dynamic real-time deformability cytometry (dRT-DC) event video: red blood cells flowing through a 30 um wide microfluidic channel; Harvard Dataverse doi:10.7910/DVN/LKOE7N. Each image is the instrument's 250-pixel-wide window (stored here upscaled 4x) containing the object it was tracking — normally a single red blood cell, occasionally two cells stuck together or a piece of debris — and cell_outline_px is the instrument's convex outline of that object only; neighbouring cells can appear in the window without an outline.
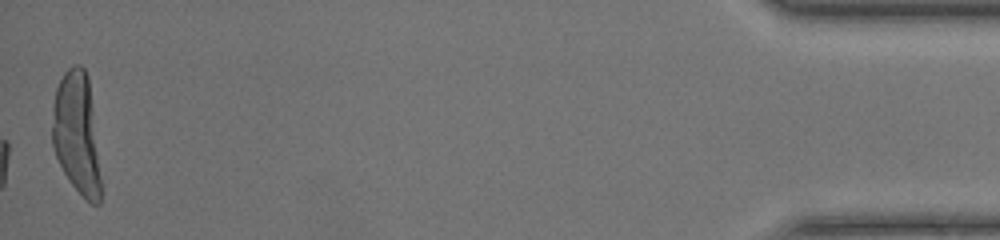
{"species": "common noctule bat (a hibernating species)", "species_latin": "Nyctalus noctula", "temperature_condition": "warm", "stored_images_in_passage": 40, "camera_frame_rate_fps": 3000, "um_per_image_px": 0.085, "animal": {"sex": "female", "body_mass_g": 17.0, "forearm_length_mm": 48.0}, "frame": {"image": 1, "passage_image": 40, "time_ms": 13.0, "image_size_px": [1000, 240], "cell_outline_px": [[100, 204], [92, 204], [72, 184], [64, 172], [56, 156], [52, 144], [52, 104], [56, 88], [64, 72], [72, 64], [80, 64], [84, 68], [88, 80], [100, 176]], "centroid_in_image_um": [6.48, 11.3], "position_along_channel_um": 428.7, "area_um2": 33.76}}